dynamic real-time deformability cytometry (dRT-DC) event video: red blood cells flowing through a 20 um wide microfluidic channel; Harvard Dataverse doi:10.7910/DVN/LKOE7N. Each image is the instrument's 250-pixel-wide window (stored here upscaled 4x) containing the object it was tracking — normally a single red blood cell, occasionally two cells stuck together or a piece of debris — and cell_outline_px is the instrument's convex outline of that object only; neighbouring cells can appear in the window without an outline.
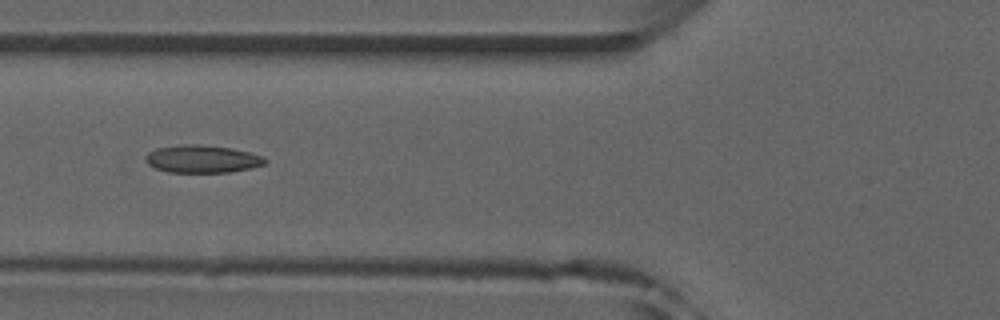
{"species": "common noctule bat (a hibernating species)", "species_latin": "Nyctalus noctula", "temperature_condition": "room temperature", "stored_images_in_passage": 6, "camera_frame_rate_fps": 3000, "um_per_image_px": 0.085, "animal": {"sex": "male", "forearm_length_mm": 52.5}, "frame": {"image": 1, "passage_image": 5, "time_ms": 4.667, "image_size_px": [1000, 320], "cell_outline_px": [[268, 160], [264, 164], [252, 168], [228, 172], [168, 172], [156, 168], [148, 164], [144, 160], [144, 156], [148, 152], [156, 148], [180, 144], [200, 144], [232, 148], [264, 156]], "centroid_in_image_um": [17.17, 13.5], "position_along_channel_um": 108.6, "area_um2": 19.42}}
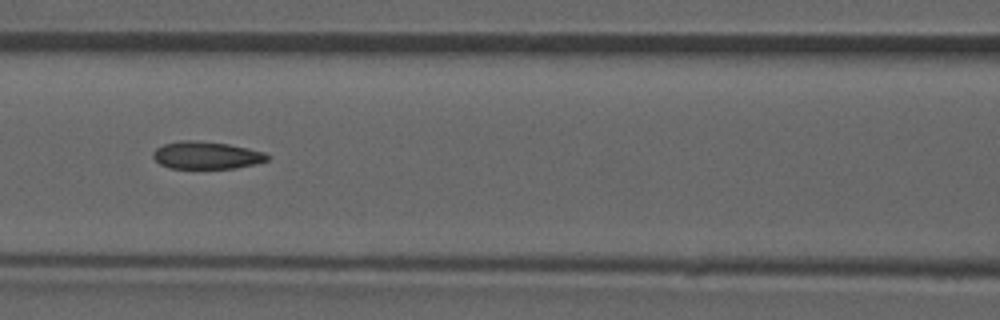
{"frame": {"image": 2, "passage_image": 6, "time_ms": 5.667, "image_size_px": [1000, 320], "cell_outline_px": [[268, 160], [256, 164], [236, 168], [168, 168], [160, 164], [152, 156], [152, 152], [156, 148], [164, 144], [184, 140], [196, 140], [228, 144], [248, 148], [264, 152], [268, 156]], "centroid_in_image_um": [17.53, 13.2], "position_along_channel_um": 149.1, "area_um2": 18.26}}